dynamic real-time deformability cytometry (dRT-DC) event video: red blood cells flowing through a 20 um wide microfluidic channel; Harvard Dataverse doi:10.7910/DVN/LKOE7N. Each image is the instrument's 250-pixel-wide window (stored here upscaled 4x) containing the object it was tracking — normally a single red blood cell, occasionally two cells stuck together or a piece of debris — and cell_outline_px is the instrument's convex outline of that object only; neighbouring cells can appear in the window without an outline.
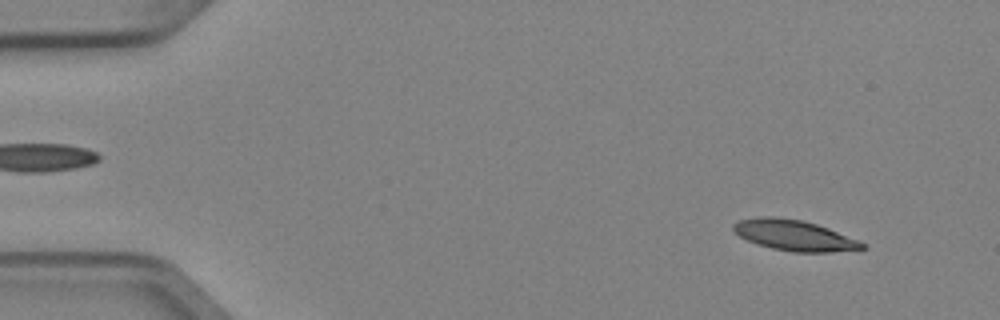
{"species": "Egyptian fruit bat (a non-hibernating species)", "species_latin": "Rousettus aegyptiacus", "temperature_condition": "cold", "stored_images_in_passage": 5, "camera_frame_rate_fps": 3000, "um_per_image_px": 0.085, "animal": {"sex": "female"}, "frame": {"image": 1, "passage_image": 1, "time_ms": 0.0, "image_size_px": [1000, 320], "cell_outline_px": [[868, 248], [828, 252], [792, 252], [772, 248], [756, 244], [740, 236], [732, 228], [732, 224], [740, 220], [760, 216], [776, 216], [800, 220], [816, 224], [828, 228], [860, 240]], "centroid_in_image_um": [67.51, 20.0], "position_along_channel_um": 17.5, "area_um2": 22.95}}
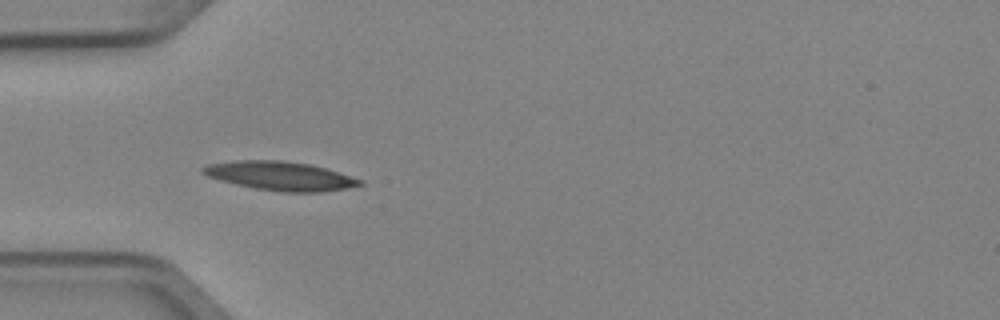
{"frame": {"image": 2, "passage_image": 4, "time_ms": 1.0, "image_size_px": [1000, 320], "cell_outline_px": [[364, 184], [344, 188], [320, 192], [284, 192], [256, 188], [236, 184], [220, 180], [208, 176], [200, 172], [200, 168], [208, 164], [236, 160], [284, 160], [308, 164], [324, 168], [364, 180]], "centroid_in_image_um": [23.79, 14.94], "position_along_channel_um": 61.2, "area_um2": 26.18}}
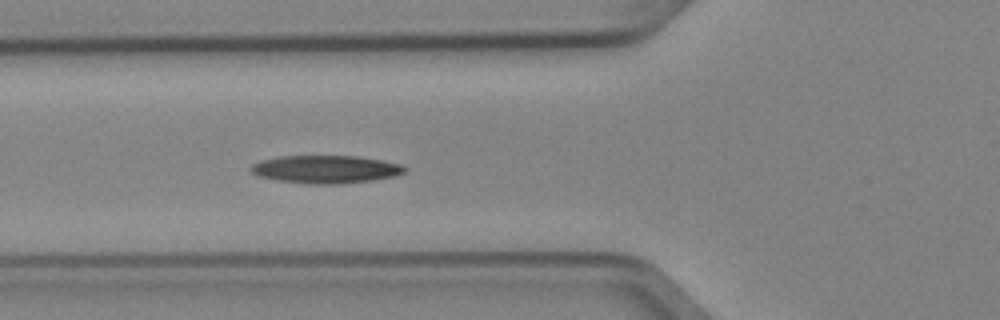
{"frame": {"image": 3, "passage_image": 5, "time_ms": 1.333, "image_size_px": [1000, 320], "cell_outline_px": [[408, 168], [404, 172], [392, 176], [372, 180], [340, 184], [308, 184], [276, 180], [260, 176], [252, 172], [248, 168], [252, 164], [260, 160], [280, 156], [360, 156], [400, 164]], "centroid_in_image_um": [27.65, 14.39], "position_along_channel_um": 98.2, "area_um2": 24.97}}